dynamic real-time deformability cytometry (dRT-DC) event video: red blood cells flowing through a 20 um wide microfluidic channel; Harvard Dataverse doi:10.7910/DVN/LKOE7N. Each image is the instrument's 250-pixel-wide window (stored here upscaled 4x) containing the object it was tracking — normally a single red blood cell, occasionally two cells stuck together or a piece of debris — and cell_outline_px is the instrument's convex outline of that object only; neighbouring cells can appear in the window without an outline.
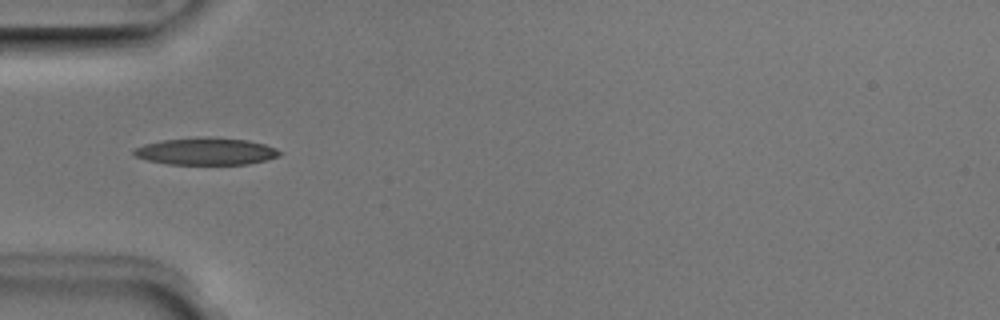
{"species": "Egyptian fruit bat (a non-hibernating species)", "species_latin": "Rousettus aegyptiacus", "temperature_condition": "room temperature", "stored_images_in_passage": 5, "camera_frame_rate_fps": 3000, "um_per_image_px": 0.085, "animal": {"sex": "male"}, "frame": {"image": 1, "passage_image": 4, "time_ms": 1.0, "image_size_px": [1000, 320], "cell_outline_px": [[280, 156], [248, 164], [168, 164], [148, 160], [136, 156], [132, 152], [132, 148], [144, 144], [160, 140], [196, 136], [204, 136], [248, 140], [264, 144], [276, 148], [280, 152]], "centroid_in_image_um": [17.47, 12.84], "position_along_channel_um": 67.5, "area_um2": 23.24}}